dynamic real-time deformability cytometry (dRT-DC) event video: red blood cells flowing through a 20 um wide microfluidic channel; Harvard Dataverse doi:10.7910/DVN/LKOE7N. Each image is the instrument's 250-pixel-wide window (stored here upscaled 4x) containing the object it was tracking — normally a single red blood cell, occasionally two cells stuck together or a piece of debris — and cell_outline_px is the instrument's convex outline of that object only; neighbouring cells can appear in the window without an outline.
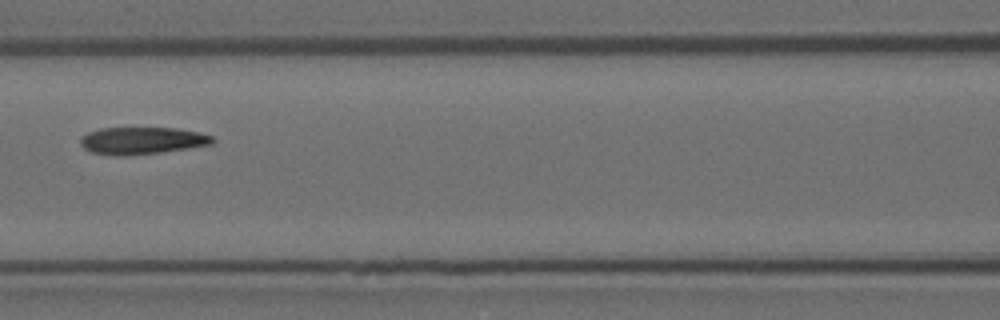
{"species": "Egyptian fruit bat (a non-hibernating species)", "species_latin": "Rousettus aegyptiacus", "temperature_condition": "room temperature", "stored_images_in_passage": 15, "camera_frame_rate_fps": 3000, "um_per_image_px": 0.085, "animal": {"sex": "female"}, "frame": {"image": 1, "passage_image": 7, "time_ms": 2.0, "image_size_px": [1000, 320], "cell_outline_px": [[216, 140], [212, 144], [188, 148], [160, 152], [128, 156], [112, 156], [92, 152], [84, 148], [80, 144], [80, 136], [88, 132], [100, 128], [176, 128], [200, 132], [212, 136]], "centroid_in_image_um": [12.05, 11.95], "position_along_channel_um": 154.5, "area_um2": 21.1}}
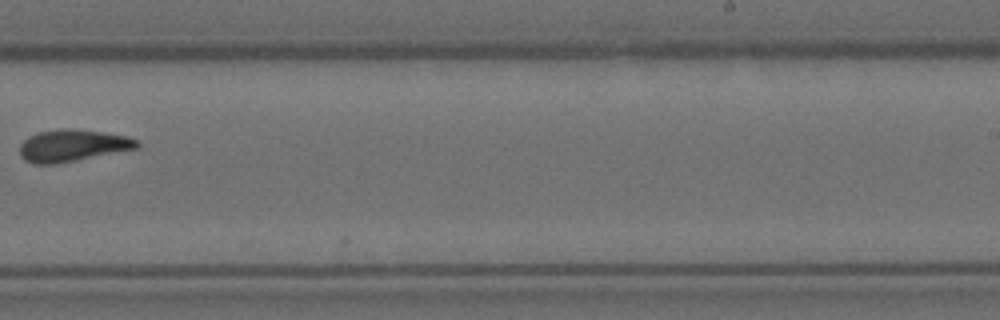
{"frame": {"image": 2, "passage_image": 10, "time_ms": 3.0, "image_size_px": [1000, 320], "cell_outline_px": [[140, 144], [136, 148], [56, 164], [32, 164], [24, 160], [20, 156], [20, 144], [28, 136], [40, 132], [60, 128], [72, 128], [104, 132], [128, 136], [140, 140]], "centroid_in_image_um": [6.15, 12.36], "position_along_channel_um": 282.9, "area_um2": 21.91}}
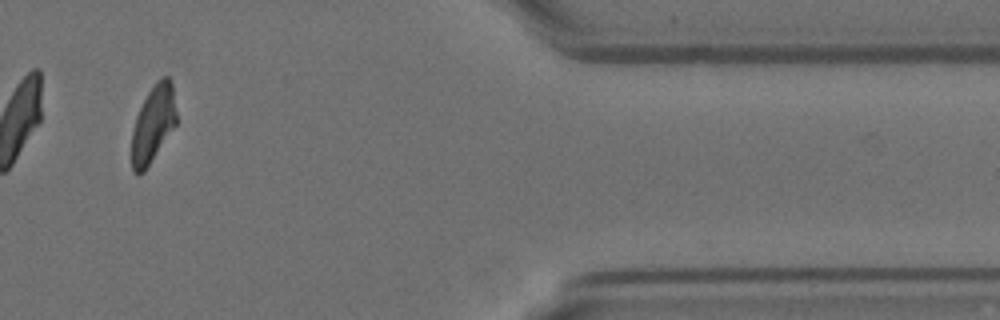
{"frame": {"image": 3, "passage_image": 13, "time_ms": 4.0, "image_size_px": [1000, 320], "cell_outline_px": [[176, 124], [144, 172], [132, 172], [132, 128], [136, 116], [148, 92], [156, 80], [164, 76], [168, 76], [172, 80], [176, 112]], "centroid_in_image_um": [13.02, 10.49], "position_along_channel_um": 398.4, "area_um2": 19.88}}